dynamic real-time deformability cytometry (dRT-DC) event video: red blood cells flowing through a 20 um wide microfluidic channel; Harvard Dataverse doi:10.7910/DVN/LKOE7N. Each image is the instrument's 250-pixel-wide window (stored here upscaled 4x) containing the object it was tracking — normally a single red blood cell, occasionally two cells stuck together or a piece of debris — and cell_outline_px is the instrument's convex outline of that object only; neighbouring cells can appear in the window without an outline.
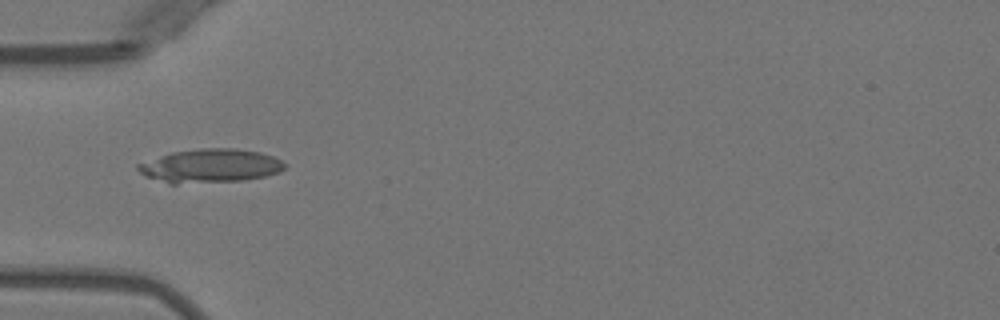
{"species": "Egyptian fruit bat (a non-hibernating species)", "species_latin": "Rousettus aegyptiacus", "temperature_condition": "warm", "stored_images_in_passage": 5, "camera_frame_rate_fps": 3000, "um_per_image_px": 0.085, "animal": {"sex": "female"}, "frame": {"image": 1, "passage_image": 5, "time_ms": 4.667, "image_size_px": [1000, 320], "cell_outline_px": [[284, 168], [280, 172], [264, 176], [240, 180], [176, 184], [168, 184], [144, 176], [136, 168], [136, 164], [172, 152], [200, 148], [236, 148], [260, 152], [272, 156], [280, 160], [284, 164]], "centroid_in_image_um": [17.82, 14.1], "position_along_channel_um": 67.2, "area_um2": 28.73}}